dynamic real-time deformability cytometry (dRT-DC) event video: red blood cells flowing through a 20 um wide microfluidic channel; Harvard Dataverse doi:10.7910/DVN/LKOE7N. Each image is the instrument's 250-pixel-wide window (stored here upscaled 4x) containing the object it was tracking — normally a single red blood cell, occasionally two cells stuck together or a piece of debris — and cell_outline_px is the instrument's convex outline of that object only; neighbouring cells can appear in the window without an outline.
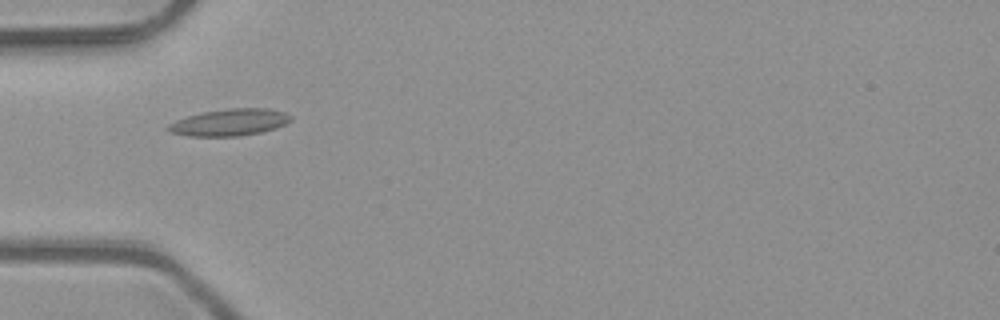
{"species": "common noctule bat (a hibernating species)", "species_latin": "Nyctalus noctula", "temperature_condition": "room temperature", "stored_images_in_passage": 14, "camera_frame_rate_fps": 3000, "um_per_image_px": 0.085, "animal": {"sex": "male", "body_mass_g": 23.1, "forearm_length_mm": 52.7}, "frame": {"image": 1, "passage_image": 1, "time_ms": 0.0, "image_size_px": [1000, 320], "cell_outline_px": [[292, 120], [276, 128], [260, 132], [240, 136], [188, 136], [168, 132], [164, 128], [168, 124], [176, 120], [200, 112], [228, 108], [268, 108], [284, 112], [292, 116]], "centroid_in_image_um": [19.48, 10.4], "position_along_channel_um": 65.5, "area_um2": 19.36}}